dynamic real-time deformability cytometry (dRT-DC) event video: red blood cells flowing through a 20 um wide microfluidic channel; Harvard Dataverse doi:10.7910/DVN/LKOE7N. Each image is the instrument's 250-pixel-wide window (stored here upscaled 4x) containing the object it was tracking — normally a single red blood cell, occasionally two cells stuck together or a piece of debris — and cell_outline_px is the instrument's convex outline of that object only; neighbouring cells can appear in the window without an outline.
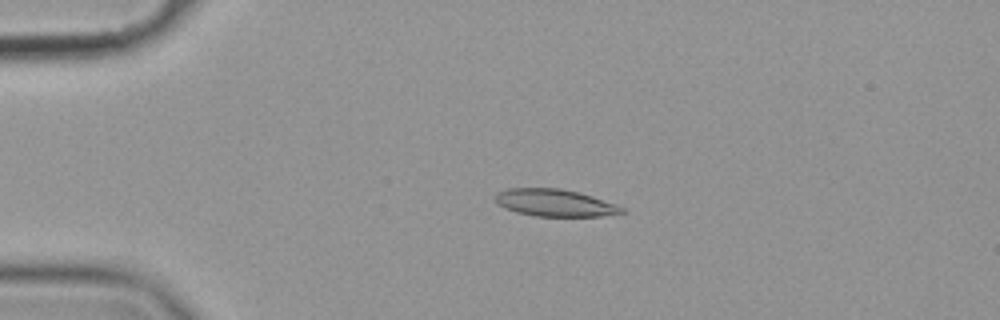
{"species": "common noctule bat (a hibernating species)", "species_latin": "Nyctalus noctula", "temperature_condition": "cold", "stored_images_in_passage": 51, "camera_frame_rate_fps": 3000, "um_per_image_px": 0.085, "animal": {"sex": "female", "body_mass_g": 19.9}, "frame": {"image": 1, "passage_image": 7, "time_ms": 2.0, "image_size_px": [1000, 320], "cell_outline_px": [[624, 212], [600, 216], [536, 216], [516, 212], [504, 208], [496, 204], [492, 196], [496, 192], [508, 188], [560, 188], [592, 196], [616, 204], [624, 208]], "centroid_in_image_um": [47.07, 17.23], "position_along_channel_um": 37.9, "area_um2": 20.11}}
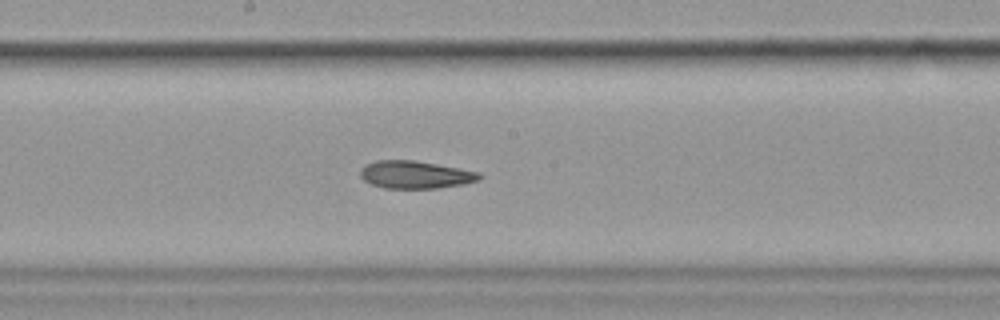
{"frame": {"image": 2, "passage_image": 25, "time_ms": 8.0, "image_size_px": [1000, 320], "cell_outline_px": [[484, 176], [480, 180], [464, 184], [436, 188], [384, 188], [372, 184], [364, 180], [360, 176], [360, 168], [364, 164], [376, 160], [412, 160], [460, 168], [480, 172]], "centroid_in_image_um": [35.31, 14.84], "position_along_channel_um": 212.9, "area_um2": 19.31}}
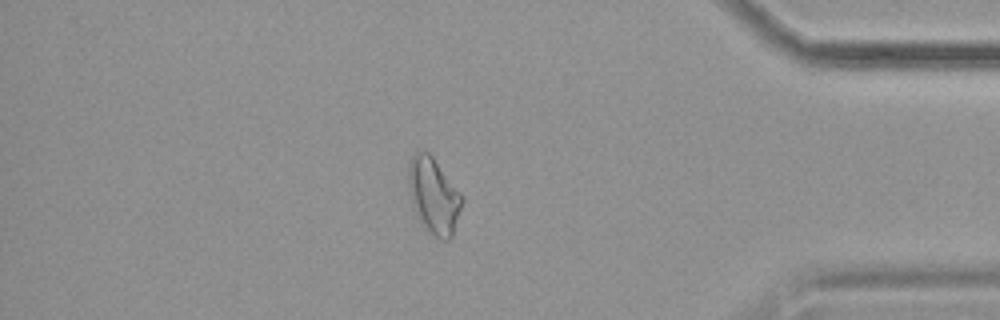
{"frame": {"image": 3, "passage_image": 43, "time_ms": 14.0, "image_size_px": [1000, 320], "cell_outline_px": [[464, 196], [452, 236], [448, 240], [440, 240], [428, 232], [424, 228], [416, 212], [412, 200], [408, 180], [408, 164], [412, 156], [416, 152], [428, 152], [432, 156]], "centroid_in_image_um": [36.88, 16.64], "position_along_channel_um": 398.3, "area_um2": 23.35}, "authors_computed_cell_mechanics": {"area_um2": 20.4034, "velocity_mm_per_s": 3.5719, "shape_relaxation_time_tau1_ms": null, "shape_relaxation_time_tau2_ms": 4.7119, "deformation_change_tau1": null, "deformation_change_tau2": 0.1267}}